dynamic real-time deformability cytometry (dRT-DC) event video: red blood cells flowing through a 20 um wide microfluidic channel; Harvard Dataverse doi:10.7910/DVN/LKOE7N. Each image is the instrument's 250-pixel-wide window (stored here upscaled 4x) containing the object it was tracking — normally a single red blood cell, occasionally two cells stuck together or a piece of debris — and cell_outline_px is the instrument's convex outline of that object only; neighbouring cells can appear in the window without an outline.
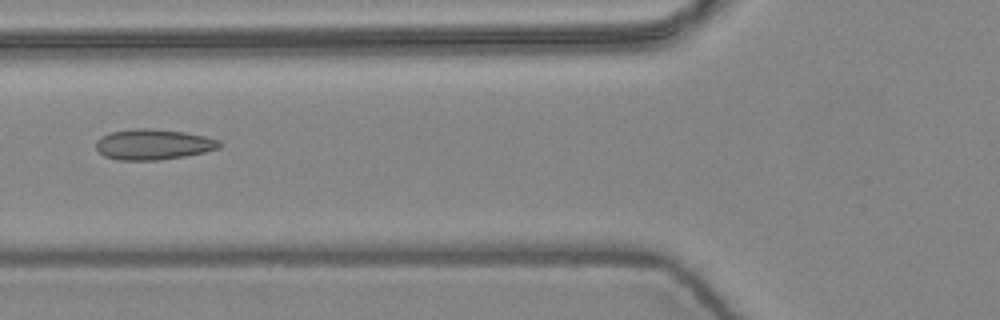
{"species": "common noctule bat (a hibernating species)", "species_latin": "Nyctalus noctula", "temperature_condition": "warm", "stored_images_in_passage": 7, "camera_frame_rate_fps": 3000, "um_per_image_px": 0.085, "animal": {"sex": "female", "body_mass_g": 24.6, "forearm_length_mm": 56.2}, "frame": {"image": 1, "passage_image": 5, "time_ms": 1.333, "image_size_px": [1000, 320], "cell_outline_px": [[220, 148], [204, 152], [184, 156], [156, 160], [116, 160], [104, 156], [96, 148], [96, 140], [100, 136], [112, 132], [140, 128], [148, 128], [184, 132], [204, 136], [220, 140]], "centroid_in_image_um": [13.01, 12.28], "position_along_channel_um": 112.8, "area_um2": 21.85}}
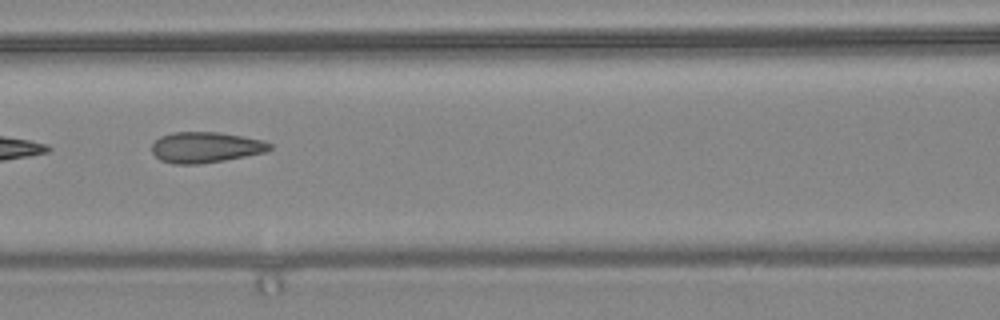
{"frame": {"image": 2, "passage_image": 6, "time_ms": 1.667, "image_size_px": [1000, 320], "cell_outline_px": [[272, 148], [264, 152], [224, 160], [196, 164], [172, 164], [160, 160], [152, 152], [152, 144], [160, 136], [172, 132], [220, 132], [244, 136], [264, 140], [272, 144]], "centroid_in_image_um": [17.47, 12.51], "position_along_channel_um": 149.1, "area_um2": 21.15}}
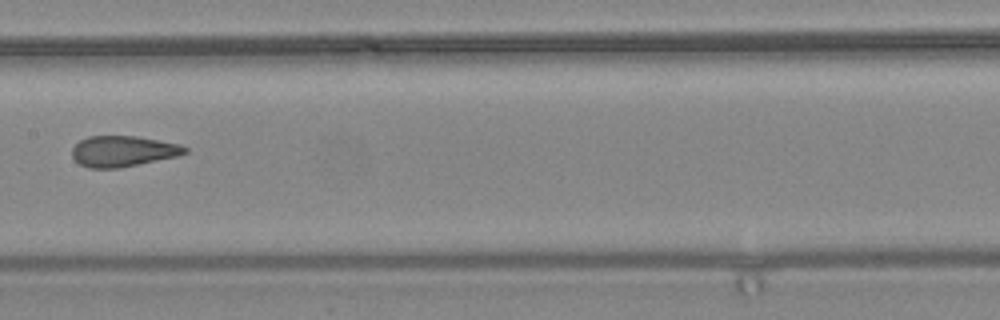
{"frame": {"image": 3, "passage_image": 7, "time_ms": 2.0, "image_size_px": [1000, 320], "cell_outline_px": [[188, 152], [180, 156], [120, 168], [88, 168], [80, 164], [72, 156], [72, 148], [80, 140], [88, 136], [136, 136], [180, 144], [188, 148]], "centroid_in_image_um": [10.48, 12.86], "position_along_channel_um": 196.9, "area_um2": 20.4}}